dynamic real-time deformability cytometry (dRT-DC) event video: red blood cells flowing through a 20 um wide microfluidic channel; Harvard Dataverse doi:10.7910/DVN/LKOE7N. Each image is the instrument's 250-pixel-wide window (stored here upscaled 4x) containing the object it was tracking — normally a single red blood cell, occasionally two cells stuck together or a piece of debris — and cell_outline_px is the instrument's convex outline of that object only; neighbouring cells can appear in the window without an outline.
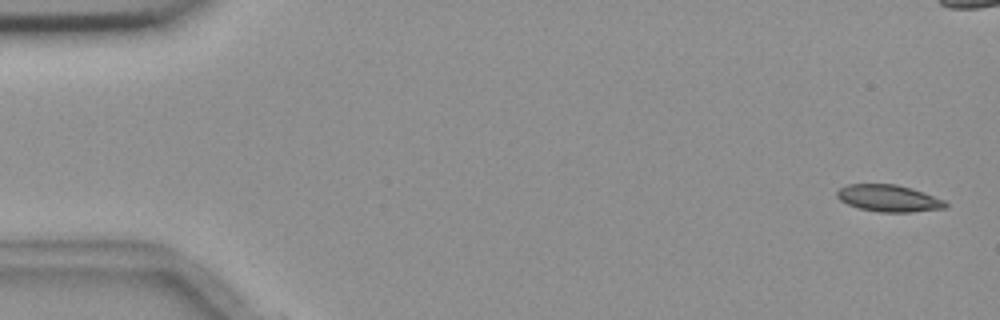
{"species": "common noctule bat (a hibernating species)", "species_latin": "Nyctalus noctula", "temperature_condition": "room temperature", "stored_images_in_passage": 2, "camera_frame_rate_fps": 3000, "um_per_image_px": 0.085, "animal": {"sex": "female", "body_mass_g": 18.4}, "frame": {"image": 1, "passage_image": 1, "time_ms": 0.0, "image_size_px": [1000, 320], "cell_outline_px": [[948, 204], [944, 208], [912, 212], [880, 212], [860, 208], [848, 204], [840, 200], [836, 196], [836, 192], [840, 188], [848, 184], [896, 184], [912, 188], [944, 200]], "centroid_in_image_um": [75.53, 16.85], "position_along_channel_um": 9.5, "area_um2": 16.88}}